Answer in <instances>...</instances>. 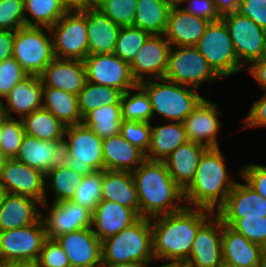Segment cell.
I'll return each mask as SVG.
<instances>
[{
  "label": "cell",
  "mask_w": 266,
  "mask_h": 267,
  "mask_svg": "<svg viewBox=\"0 0 266 267\" xmlns=\"http://www.w3.org/2000/svg\"><path fill=\"white\" fill-rule=\"evenodd\" d=\"M217 103L204 99L198 107L188 115L184 127L188 141L200 143L207 148H217V132L220 129L218 116L221 115Z\"/></svg>",
  "instance_id": "obj_19"
},
{
  "label": "cell",
  "mask_w": 266,
  "mask_h": 267,
  "mask_svg": "<svg viewBox=\"0 0 266 267\" xmlns=\"http://www.w3.org/2000/svg\"><path fill=\"white\" fill-rule=\"evenodd\" d=\"M14 32L0 30V62L13 56Z\"/></svg>",
  "instance_id": "obj_56"
},
{
  "label": "cell",
  "mask_w": 266,
  "mask_h": 267,
  "mask_svg": "<svg viewBox=\"0 0 266 267\" xmlns=\"http://www.w3.org/2000/svg\"><path fill=\"white\" fill-rule=\"evenodd\" d=\"M220 267H233V266H230V265L223 263Z\"/></svg>",
  "instance_id": "obj_67"
},
{
  "label": "cell",
  "mask_w": 266,
  "mask_h": 267,
  "mask_svg": "<svg viewBox=\"0 0 266 267\" xmlns=\"http://www.w3.org/2000/svg\"><path fill=\"white\" fill-rule=\"evenodd\" d=\"M0 267H34V265L23 261L0 259Z\"/></svg>",
  "instance_id": "obj_58"
},
{
  "label": "cell",
  "mask_w": 266,
  "mask_h": 267,
  "mask_svg": "<svg viewBox=\"0 0 266 267\" xmlns=\"http://www.w3.org/2000/svg\"><path fill=\"white\" fill-rule=\"evenodd\" d=\"M48 177L50 182L45 181V188L49 184L52 190H54V202H63L72 200L76 188L81 184L84 176L65 166L52 168L45 174V178Z\"/></svg>",
  "instance_id": "obj_40"
},
{
  "label": "cell",
  "mask_w": 266,
  "mask_h": 267,
  "mask_svg": "<svg viewBox=\"0 0 266 267\" xmlns=\"http://www.w3.org/2000/svg\"><path fill=\"white\" fill-rule=\"evenodd\" d=\"M47 30L52 33L55 58L83 61L89 55L86 5L79 8H70Z\"/></svg>",
  "instance_id": "obj_6"
},
{
  "label": "cell",
  "mask_w": 266,
  "mask_h": 267,
  "mask_svg": "<svg viewBox=\"0 0 266 267\" xmlns=\"http://www.w3.org/2000/svg\"><path fill=\"white\" fill-rule=\"evenodd\" d=\"M157 80L149 78L139 83L149 96L153 116L157 112L169 121L183 123L184 119L205 99L193 87L164 78Z\"/></svg>",
  "instance_id": "obj_5"
},
{
  "label": "cell",
  "mask_w": 266,
  "mask_h": 267,
  "mask_svg": "<svg viewBox=\"0 0 266 267\" xmlns=\"http://www.w3.org/2000/svg\"><path fill=\"white\" fill-rule=\"evenodd\" d=\"M93 5L121 27L134 26L137 0H94Z\"/></svg>",
  "instance_id": "obj_43"
},
{
  "label": "cell",
  "mask_w": 266,
  "mask_h": 267,
  "mask_svg": "<svg viewBox=\"0 0 266 267\" xmlns=\"http://www.w3.org/2000/svg\"><path fill=\"white\" fill-rule=\"evenodd\" d=\"M69 149L65 139L55 141V147L50 157V170L52 168L65 167L68 164Z\"/></svg>",
  "instance_id": "obj_54"
},
{
  "label": "cell",
  "mask_w": 266,
  "mask_h": 267,
  "mask_svg": "<svg viewBox=\"0 0 266 267\" xmlns=\"http://www.w3.org/2000/svg\"><path fill=\"white\" fill-rule=\"evenodd\" d=\"M64 138L68 144L67 166L80 175L104 170L103 139L83 123L66 126Z\"/></svg>",
  "instance_id": "obj_8"
},
{
  "label": "cell",
  "mask_w": 266,
  "mask_h": 267,
  "mask_svg": "<svg viewBox=\"0 0 266 267\" xmlns=\"http://www.w3.org/2000/svg\"><path fill=\"white\" fill-rule=\"evenodd\" d=\"M25 131L22 119L7 118L2 116V137L0 152L8 158H15L22 144Z\"/></svg>",
  "instance_id": "obj_44"
},
{
  "label": "cell",
  "mask_w": 266,
  "mask_h": 267,
  "mask_svg": "<svg viewBox=\"0 0 266 267\" xmlns=\"http://www.w3.org/2000/svg\"><path fill=\"white\" fill-rule=\"evenodd\" d=\"M102 200L133 209L139 216V201L132 173L103 170Z\"/></svg>",
  "instance_id": "obj_30"
},
{
  "label": "cell",
  "mask_w": 266,
  "mask_h": 267,
  "mask_svg": "<svg viewBox=\"0 0 266 267\" xmlns=\"http://www.w3.org/2000/svg\"><path fill=\"white\" fill-rule=\"evenodd\" d=\"M249 65V67H246L249 69V73L260 84L261 88L266 90V56L253 61L252 64L250 63Z\"/></svg>",
  "instance_id": "obj_55"
},
{
  "label": "cell",
  "mask_w": 266,
  "mask_h": 267,
  "mask_svg": "<svg viewBox=\"0 0 266 267\" xmlns=\"http://www.w3.org/2000/svg\"><path fill=\"white\" fill-rule=\"evenodd\" d=\"M102 181L103 170L85 175L71 201L93 212L102 200Z\"/></svg>",
  "instance_id": "obj_42"
},
{
  "label": "cell",
  "mask_w": 266,
  "mask_h": 267,
  "mask_svg": "<svg viewBox=\"0 0 266 267\" xmlns=\"http://www.w3.org/2000/svg\"><path fill=\"white\" fill-rule=\"evenodd\" d=\"M133 89L137 92L132 95ZM121 106L122 119L125 121L150 122L153 118L149 96L139 84L122 93Z\"/></svg>",
  "instance_id": "obj_39"
},
{
  "label": "cell",
  "mask_w": 266,
  "mask_h": 267,
  "mask_svg": "<svg viewBox=\"0 0 266 267\" xmlns=\"http://www.w3.org/2000/svg\"><path fill=\"white\" fill-rule=\"evenodd\" d=\"M236 12L266 30V0H240Z\"/></svg>",
  "instance_id": "obj_50"
},
{
  "label": "cell",
  "mask_w": 266,
  "mask_h": 267,
  "mask_svg": "<svg viewBox=\"0 0 266 267\" xmlns=\"http://www.w3.org/2000/svg\"><path fill=\"white\" fill-rule=\"evenodd\" d=\"M44 27H21L14 32L13 57L29 74L40 76L55 58L52 40Z\"/></svg>",
  "instance_id": "obj_9"
},
{
  "label": "cell",
  "mask_w": 266,
  "mask_h": 267,
  "mask_svg": "<svg viewBox=\"0 0 266 267\" xmlns=\"http://www.w3.org/2000/svg\"><path fill=\"white\" fill-rule=\"evenodd\" d=\"M83 61L87 82L110 86L122 93L137 86L130 65L114 53L88 55Z\"/></svg>",
  "instance_id": "obj_13"
},
{
  "label": "cell",
  "mask_w": 266,
  "mask_h": 267,
  "mask_svg": "<svg viewBox=\"0 0 266 267\" xmlns=\"http://www.w3.org/2000/svg\"><path fill=\"white\" fill-rule=\"evenodd\" d=\"M145 267L142 263L137 262H125L120 264H102V267Z\"/></svg>",
  "instance_id": "obj_60"
},
{
  "label": "cell",
  "mask_w": 266,
  "mask_h": 267,
  "mask_svg": "<svg viewBox=\"0 0 266 267\" xmlns=\"http://www.w3.org/2000/svg\"><path fill=\"white\" fill-rule=\"evenodd\" d=\"M170 9L162 0H137L134 27H138L150 35H163Z\"/></svg>",
  "instance_id": "obj_34"
},
{
  "label": "cell",
  "mask_w": 266,
  "mask_h": 267,
  "mask_svg": "<svg viewBox=\"0 0 266 267\" xmlns=\"http://www.w3.org/2000/svg\"><path fill=\"white\" fill-rule=\"evenodd\" d=\"M236 182L227 174L219 147L207 148L200 157L191 183L183 190L184 202L197 208L218 210Z\"/></svg>",
  "instance_id": "obj_3"
},
{
  "label": "cell",
  "mask_w": 266,
  "mask_h": 267,
  "mask_svg": "<svg viewBox=\"0 0 266 267\" xmlns=\"http://www.w3.org/2000/svg\"><path fill=\"white\" fill-rule=\"evenodd\" d=\"M215 214L220 219L266 217V199L247 183H235L225 203Z\"/></svg>",
  "instance_id": "obj_21"
},
{
  "label": "cell",
  "mask_w": 266,
  "mask_h": 267,
  "mask_svg": "<svg viewBox=\"0 0 266 267\" xmlns=\"http://www.w3.org/2000/svg\"><path fill=\"white\" fill-rule=\"evenodd\" d=\"M170 48L164 35H150L146 39L130 64L132 77L137 84L148 80L147 77L144 78V74L150 75L153 80L164 78Z\"/></svg>",
  "instance_id": "obj_17"
},
{
  "label": "cell",
  "mask_w": 266,
  "mask_h": 267,
  "mask_svg": "<svg viewBox=\"0 0 266 267\" xmlns=\"http://www.w3.org/2000/svg\"><path fill=\"white\" fill-rule=\"evenodd\" d=\"M1 137H2V117L0 118V144H1Z\"/></svg>",
  "instance_id": "obj_64"
},
{
  "label": "cell",
  "mask_w": 266,
  "mask_h": 267,
  "mask_svg": "<svg viewBox=\"0 0 266 267\" xmlns=\"http://www.w3.org/2000/svg\"><path fill=\"white\" fill-rule=\"evenodd\" d=\"M145 267H148V265H145ZM160 267H173V263H168V264L162 265Z\"/></svg>",
  "instance_id": "obj_65"
},
{
  "label": "cell",
  "mask_w": 266,
  "mask_h": 267,
  "mask_svg": "<svg viewBox=\"0 0 266 267\" xmlns=\"http://www.w3.org/2000/svg\"><path fill=\"white\" fill-rule=\"evenodd\" d=\"M221 221L252 243L266 249V217L221 219Z\"/></svg>",
  "instance_id": "obj_45"
},
{
  "label": "cell",
  "mask_w": 266,
  "mask_h": 267,
  "mask_svg": "<svg viewBox=\"0 0 266 267\" xmlns=\"http://www.w3.org/2000/svg\"><path fill=\"white\" fill-rule=\"evenodd\" d=\"M25 26L23 0L0 1V30L15 32Z\"/></svg>",
  "instance_id": "obj_47"
},
{
  "label": "cell",
  "mask_w": 266,
  "mask_h": 267,
  "mask_svg": "<svg viewBox=\"0 0 266 267\" xmlns=\"http://www.w3.org/2000/svg\"><path fill=\"white\" fill-rule=\"evenodd\" d=\"M120 134L146 154L150 147L151 122L122 120Z\"/></svg>",
  "instance_id": "obj_46"
},
{
  "label": "cell",
  "mask_w": 266,
  "mask_h": 267,
  "mask_svg": "<svg viewBox=\"0 0 266 267\" xmlns=\"http://www.w3.org/2000/svg\"><path fill=\"white\" fill-rule=\"evenodd\" d=\"M54 147L55 141H43L25 134L15 159L45 175L50 171V157Z\"/></svg>",
  "instance_id": "obj_37"
},
{
  "label": "cell",
  "mask_w": 266,
  "mask_h": 267,
  "mask_svg": "<svg viewBox=\"0 0 266 267\" xmlns=\"http://www.w3.org/2000/svg\"><path fill=\"white\" fill-rule=\"evenodd\" d=\"M206 146L187 141L164 161L173 180L184 190L194 179L201 155Z\"/></svg>",
  "instance_id": "obj_29"
},
{
  "label": "cell",
  "mask_w": 266,
  "mask_h": 267,
  "mask_svg": "<svg viewBox=\"0 0 266 267\" xmlns=\"http://www.w3.org/2000/svg\"><path fill=\"white\" fill-rule=\"evenodd\" d=\"M219 78L196 46H171L164 79L198 89L202 82Z\"/></svg>",
  "instance_id": "obj_10"
},
{
  "label": "cell",
  "mask_w": 266,
  "mask_h": 267,
  "mask_svg": "<svg viewBox=\"0 0 266 267\" xmlns=\"http://www.w3.org/2000/svg\"><path fill=\"white\" fill-rule=\"evenodd\" d=\"M140 216L131 208L113 201L101 200L92 212V231L103 240L115 236L121 230L135 223ZM97 230H94L93 227Z\"/></svg>",
  "instance_id": "obj_23"
},
{
  "label": "cell",
  "mask_w": 266,
  "mask_h": 267,
  "mask_svg": "<svg viewBox=\"0 0 266 267\" xmlns=\"http://www.w3.org/2000/svg\"><path fill=\"white\" fill-rule=\"evenodd\" d=\"M5 160H6V158L0 152V178H1L2 168H3V165H4Z\"/></svg>",
  "instance_id": "obj_62"
},
{
  "label": "cell",
  "mask_w": 266,
  "mask_h": 267,
  "mask_svg": "<svg viewBox=\"0 0 266 267\" xmlns=\"http://www.w3.org/2000/svg\"><path fill=\"white\" fill-rule=\"evenodd\" d=\"M170 8L180 7L186 0H162Z\"/></svg>",
  "instance_id": "obj_61"
},
{
  "label": "cell",
  "mask_w": 266,
  "mask_h": 267,
  "mask_svg": "<svg viewBox=\"0 0 266 267\" xmlns=\"http://www.w3.org/2000/svg\"><path fill=\"white\" fill-rule=\"evenodd\" d=\"M240 176L254 191L266 199V166L250 163L241 169Z\"/></svg>",
  "instance_id": "obj_51"
},
{
  "label": "cell",
  "mask_w": 266,
  "mask_h": 267,
  "mask_svg": "<svg viewBox=\"0 0 266 267\" xmlns=\"http://www.w3.org/2000/svg\"><path fill=\"white\" fill-rule=\"evenodd\" d=\"M102 264L137 262L149 264L152 251L151 218L140 217L115 236L101 242Z\"/></svg>",
  "instance_id": "obj_4"
},
{
  "label": "cell",
  "mask_w": 266,
  "mask_h": 267,
  "mask_svg": "<svg viewBox=\"0 0 266 267\" xmlns=\"http://www.w3.org/2000/svg\"><path fill=\"white\" fill-rule=\"evenodd\" d=\"M196 47L220 78L244 69L239 63L233 41L222 19L207 25Z\"/></svg>",
  "instance_id": "obj_7"
},
{
  "label": "cell",
  "mask_w": 266,
  "mask_h": 267,
  "mask_svg": "<svg viewBox=\"0 0 266 267\" xmlns=\"http://www.w3.org/2000/svg\"><path fill=\"white\" fill-rule=\"evenodd\" d=\"M260 267H266V260L261 264Z\"/></svg>",
  "instance_id": "obj_68"
},
{
  "label": "cell",
  "mask_w": 266,
  "mask_h": 267,
  "mask_svg": "<svg viewBox=\"0 0 266 267\" xmlns=\"http://www.w3.org/2000/svg\"><path fill=\"white\" fill-rule=\"evenodd\" d=\"M23 5L25 26L46 29L52 27L70 9L63 0H23Z\"/></svg>",
  "instance_id": "obj_33"
},
{
  "label": "cell",
  "mask_w": 266,
  "mask_h": 267,
  "mask_svg": "<svg viewBox=\"0 0 266 267\" xmlns=\"http://www.w3.org/2000/svg\"><path fill=\"white\" fill-rule=\"evenodd\" d=\"M209 23L208 20L186 12L182 7L171 8L163 35L171 46H197Z\"/></svg>",
  "instance_id": "obj_26"
},
{
  "label": "cell",
  "mask_w": 266,
  "mask_h": 267,
  "mask_svg": "<svg viewBox=\"0 0 266 267\" xmlns=\"http://www.w3.org/2000/svg\"><path fill=\"white\" fill-rule=\"evenodd\" d=\"M43 83L39 76L29 75L19 82L5 97L7 106L1 101L2 116L13 118L11 113L19 114V119L42 108Z\"/></svg>",
  "instance_id": "obj_24"
},
{
  "label": "cell",
  "mask_w": 266,
  "mask_h": 267,
  "mask_svg": "<svg viewBox=\"0 0 266 267\" xmlns=\"http://www.w3.org/2000/svg\"><path fill=\"white\" fill-rule=\"evenodd\" d=\"M0 184L6 193L34 198L41 205L48 202L45 194V175L15 158L5 160Z\"/></svg>",
  "instance_id": "obj_14"
},
{
  "label": "cell",
  "mask_w": 266,
  "mask_h": 267,
  "mask_svg": "<svg viewBox=\"0 0 266 267\" xmlns=\"http://www.w3.org/2000/svg\"><path fill=\"white\" fill-rule=\"evenodd\" d=\"M121 104L101 105L90 111L82 123L98 137L105 139L120 133L122 122Z\"/></svg>",
  "instance_id": "obj_36"
},
{
  "label": "cell",
  "mask_w": 266,
  "mask_h": 267,
  "mask_svg": "<svg viewBox=\"0 0 266 267\" xmlns=\"http://www.w3.org/2000/svg\"><path fill=\"white\" fill-rule=\"evenodd\" d=\"M221 19L227 26L239 63L244 68L247 63L249 65L266 56V30L236 11L223 15Z\"/></svg>",
  "instance_id": "obj_11"
},
{
  "label": "cell",
  "mask_w": 266,
  "mask_h": 267,
  "mask_svg": "<svg viewBox=\"0 0 266 267\" xmlns=\"http://www.w3.org/2000/svg\"><path fill=\"white\" fill-rule=\"evenodd\" d=\"M197 231L185 267H220L222 258V221L214 213ZM215 220H214V219Z\"/></svg>",
  "instance_id": "obj_15"
},
{
  "label": "cell",
  "mask_w": 266,
  "mask_h": 267,
  "mask_svg": "<svg viewBox=\"0 0 266 267\" xmlns=\"http://www.w3.org/2000/svg\"><path fill=\"white\" fill-rule=\"evenodd\" d=\"M173 267H185V266H182V265H179V264L173 263Z\"/></svg>",
  "instance_id": "obj_66"
},
{
  "label": "cell",
  "mask_w": 266,
  "mask_h": 267,
  "mask_svg": "<svg viewBox=\"0 0 266 267\" xmlns=\"http://www.w3.org/2000/svg\"><path fill=\"white\" fill-rule=\"evenodd\" d=\"M28 76L29 74L13 56L0 62V98H4L19 82Z\"/></svg>",
  "instance_id": "obj_48"
},
{
  "label": "cell",
  "mask_w": 266,
  "mask_h": 267,
  "mask_svg": "<svg viewBox=\"0 0 266 267\" xmlns=\"http://www.w3.org/2000/svg\"><path fill=\"white\" fill-rule=\"evenodd\" d=\"M221 16L237 11L240 0H213Z\"/></svg>",
  "instance_id": "obj_57"
},
{
  "label": "cell",
  "mask_w": 266,
  "mask_h": 267,
  "mask_svg": "<svg viewBox=\"0 0 266 267\" xmlns=\"http://www.w3.org/2000/svg\"><path fill=\"white\" fill-rule=\"evenodd\" d=\"M188 7H182L195 17L203 18L209 22L219 21L222 16L217 11L213 0H186Z\"/></svg>",
  "instance_id": "obj_52"
},
{
  "label": "cell",
  "mask_w": 266,
  "mask_h": 267,
  "mask_svg": "<svg viewBox=\"0 0 266 267\" xmlns=\"http://www.w3.org/2000/svg\"><path fill=\"white\" fill-rule=\"evenodd\" d=\"M244 121L245 127H266V93L253 104Z\"/></svg>",
  "instance_id": "obj_53"
},
{
  "label": "cell",
  "mask_w": 266,
  "mask_h": 267,
  "mask_svg": "<svg viewBox=\"0 0 266 267\" xmlns=\"http://www.w3.org/2000/svg\"><path fill=\"white\" fill-rule=\"evenodd\" d=\"M71 267H102L101 241L92 227L83 228L56 238Z\"/></svg>",
  "instance_id": "obj_18"
},
{
  "label": "cell",
  "mask_w": 266,
  "mask_h": 267,
  "mask_svg": "<svg viewBox=\"0 0 266 267\" xmlns=\"http://www.w3.org/2000/svg\"><path fill=\"white\" fill-rule=\"evenodd\" d=\"M187 141L185 127L181 122L156 127L151 125L150 147L145 157L151 161H165L173 151Z\"/></svg>",
  "instance_id": "obj_31"
},
{
  "label": "cell",
  "mask_w": 266,
  "mask_h": 267,
  "mask_svg": "<svg viewBox=\"0 0 266 267\" xmlns=\"http://www.w3.org/2000/svg\"><path fill=\"white\" fill-rule=\"evenodd\" d=\"M43 87L78 95L87 82L84 61L54 58L39 76Z\"/></svg>",
  "instance_id": "obj_22"
},
{
  "label": "cell",
  "mask_w": 266,
  "mask_h": 267,
  "mask_svg": "<svg viewBox=\"0 0 266 267\" xmlns=\"http://www.w3.org/2000/svg\"><path fill=\"white\" fill-rule=\"evenodd\" d=\"M211 215L214 212L204 208L194 209L187 204L179 211L153 217L154 224L151 218L154 258L182 265L189 257L198 229Z\"/></svg>",
  "instance_id": "obj_1"
},
{
  "label": "cell",
  "mask_w": 266,
  "mask_h": 267,
  "mask_svg": "<svg viewBox=\"0 0 266 267\" xmlns=\"http://www.w3.org/2000/svg\"><path fill=\"white\" fill-rule=\"evenodd\" d=\"M78 96L82 118L101 105L121 104L122 92L116 88L86 82Z\"/></svg>",
  "instance_id": "obj_38"
},
{
  "label": "cell",
  "mask_w": 266,
  "mask_h": 267,
  "mask_svg": "<svg viewBox=\"0 0 266 267\" xmlns=\"http://www.w3.org/2000/svg\"><path fill=\"white\" fill-rule=\"evenodd\" d=\"M89 55L113 53L121 26L93 4L86 5Z\"/></svg>",
  "instance_id": "obj_25"
},
{
  "label": "cell",
  "mask_w": 266,
  "mask_h": 267,
  "mask_svg": "<svg viewBox=\"0 0 266 267\" xmlns=\"http://www.w3.org/2000/svg\"><path fill=\"white\" fill-rule=\"evenodd\" d=\"M149 36L138 27H121L113 53L130 65Z\"/></svg>",
  "instance_id": "obj_41"
},
{
  "label": "cell",
  "mask_w": 266,
  "mask_h": 267,
  "mask_svg": "<svg viewBox=\"0 0 266 267\" xmlns=\"http://www.w3.org/2000/svg\"><path fill=\"white\" fill-rule=\"evenodd\" d=\"M104 170L133 172L145 160V153L121 134L103 139ZM136 165V166H135Z\"/></svg>",
  "instance_id": "obj_28"
},
{
  "label": "cell",
  "mask_w": 266,
  "mask_h": 267,
  "mask_svg": "<svg viewBox=\"0 0 266 267\" xmlns=\"http://www.w3.org/2000/svg\"><path fill=\"white\" fill-rule=\"evenodd\" d=\"M4 194H5V191H4L3 187L0 184V202H1L2 197H3Z\"/></svg>",
  "instance_id": "obj_63"
},
{
  "label": "cell",
  "mask_w": 266,
  "mask_h": 267,
  "mask_svg": "<svg viewBox=\"0 0 266 267\" xmlns=\"http://www.w3.org/2000/svg\"><path fill=\"white\" fill-rule=\"evenodd\" d=\"M41 206L49 210V216L41 214L46 238L56 239L61 235L92 225V212L72 201L53 202L51 208H48L47 202Z\"/></svg>",
  "instance_id": "obj_16"
},
{
  "label": "cell",
  "mask_w": 266,
  "mask_h": 267,
  "mask_svg": "<svg viewBox=\"0 0 266 267\" xmlns=\"http://www.w3.org/2000/svg\"><path fill=\"white\" fill-rule=\"evenodd\" d=\"M2 117L1 101H0V118Z\"/></svg>",
  "instance_id": "obj_69"
},
{
  "label": "cell",
  "mask_w": 266,
  "mask_h": 267,
  "mask_svg": "<svg viewBox=\"0 0 266 267\" xmlns=\"http://www.w3.org/2000/svg\"><path fill=\"white\" fill-rule=\"evenodd\" d=\"M42 108L48 110L65 126L81 124L78 96L53 87H43Z\"/></svg>",
  "instance_id": "obj_32"
},
{
  "label": "cell",
  "mask_w": 266,
  "mask_h": 267,
  "mask_svg": "<svg viewBox=\"0 0 266 267\" xmlns=\"http://www.w3.org/2000/svg\"><path fill=\"white\" fill-rule=\"evenodd\" d=\"M37 204L41 205L34 198L5 192L0 202V231L36 223L42 214Z\"/></svg>",
  "instance_id": "obj_27"
},
{
  "label": "cell",
  "mask_w": 266,
  "mask_h": 267,
  "mask_svg": "<svg viewBox=\"0 0 266 267\" xmlns=\"http://www.w3.org/2000/svg\"><path fill=\"white\" fill-rule=\"evenodd\" d=\"M45 239L46 231L42 218L25 227L0 231V259L35 265Z\"/></svg>",
  "instance_id": "obj_12"
},
{
  "label": "cell",
  "mask_w": 266,
  "mask_h": 267,
  "mask_svg": "<svg viewBox=\"0 0 266 267\" xmlns=\"http://www.w3.org/2000/svg\"><path fill=\"white\" fill-rule=\"evenodd\" d=\"M70 8H79L93 4L94 0H63Z\"/></svg>",
  "instance_id": "obj_59"
},
{
  "label": "cell",
  "mask_w": 266,
  "mask_h": 267,
  "mask_svg": "<svg viewBox=\"0 0 266 267\" xmlns=\"http://www.w3.org/2000/svg\"><path fill=\"white\" fill-rule=\"evenodd\" d=\"M25 134L43 141L63 139L65 125L52 113L43 108L22 118Z\"/></svg>",
  "instance_id": "obj_35"
},
{
  "label": "cell",
  "mask_w": 266,
  "mask_h": 267,
  "mask_svg": "<svg viewBox=\"0 0 266 267\" xmlns=\"http://www.w3.org/2000/svg\"><path fill=\"white\" fill-rule=\"evenodd\" d=\"M132 173L139 201L140 217L152 218L181 210L182 188L173 180L164 161L145 160Z\"/></svg>",
  "instance_id": "obj_2"
},
{
  "label": "cell",
  "mask_w": 266,
  "mask_h": 267,
  "mask_svg": "<svg viewBox=\"0 0 266 267\" xmlns=\"http://www.w3.org/2000/svg\"><path fill=\"white\" fill-rule=\"evenodd\" d=\"M223 263L233 267H260L265 261V249L252 243L222 222Z\"/></svg>",
  "instance_id": "obj_20"
},
{
  "label": "cell",
  "mask_w": 266,
  "mask_h": 267,
  "mask_svg": "<svg viewBox=\"0 0 266 267\" xmlns=\"http://www.w3.org/2000/svg\"><path fill=\"white\" fill-rule=\"evenodd\" d=\"M35 267H71L68 256L56 239L46 238Z\"/></svg>",
  "instance_id": "obj_49"
}]
</instances>
